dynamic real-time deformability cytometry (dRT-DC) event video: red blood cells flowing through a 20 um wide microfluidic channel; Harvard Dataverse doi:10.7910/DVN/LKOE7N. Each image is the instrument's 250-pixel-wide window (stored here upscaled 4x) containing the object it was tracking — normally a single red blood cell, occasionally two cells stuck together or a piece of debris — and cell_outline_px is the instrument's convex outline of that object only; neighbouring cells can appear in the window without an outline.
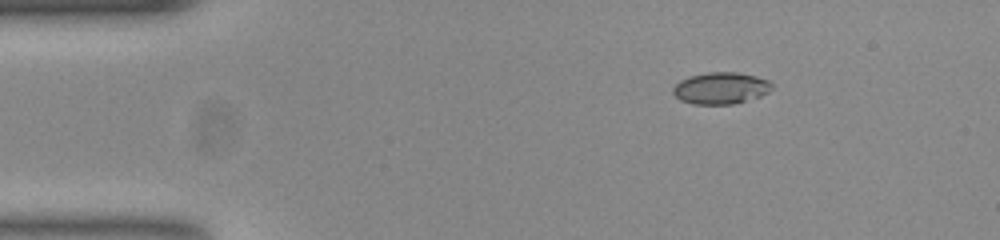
{"species": "common noctule bat (a hibernating species)", "species_latin": "Nyctalus noctula", "temperature_condition": "room temperature", "stored_images_in_passage": 47, "camera_frame_rate_fps": 3000, "um_per_image_px": 0.085, "animal": {"sex": "female", "body_mass_g": 23.0, "forearm_length_mm": 53.4}, "frame": {"image": 1, "passage_image": 1, "time_ms": 0.0, "image_size_px": [1000, 240], "cell_outline_px": [[772, 88], [768, 92], [760, 96], [732, 104], [692, 104], [680, 100], [672, 92], [672, 88], [680, 80], [688, 76], [708, 72], [736, 72], [756, 76], [768, 80], [772, 84]], "centroid_in_image_um": [61.24, 7.48], "position_along_channel_um": 23.8, "area_um2": 18.26}}
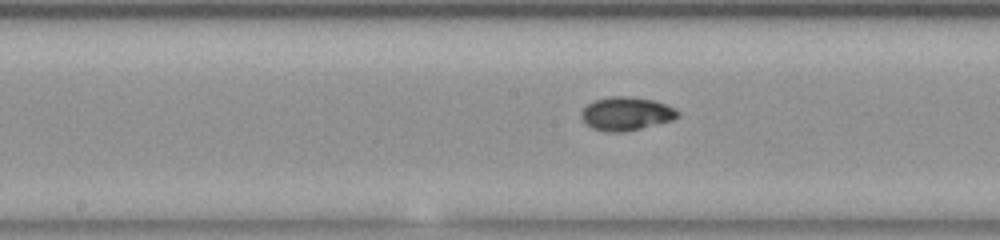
{"frame": {"image": 2, "passage_image": 20, "time_ms": 6.333, "image_size_px": [1000, 240], "cell_outline_px": [[680, 116], [672, 120], [624, 132], [608, 132], [592, 128], [584, 124], [580, 116], [580, 112], [592, 100], [612, 96], [628, 96], [652, 100], [676, 108], [680, 112]], "centroid_in_image_um": [53.2, 9.66], "position_along_channel_um": 195.0, "area_um2": 18.9}}
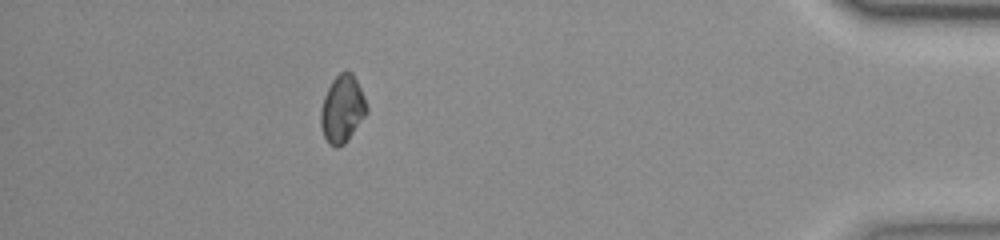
{"frame": {"image": 3, "passage_image": 41, "time_ms": 13.333, "image_size_px": [1000, 240], "cell_outline_px": [[368, 112], [344, 144], [336, 148], [328, 144], [320, 128], [320, 108], [324, 96], [332, 80], [340, 72], [352, 72], [364, 96], [368, 108]], "centroid_in_image_um": [29.07, 9.29], "position_along_channel_um": 406.1, "area_um2": 18.03}, "authors_computed_cell_mechanics": {"area_um2": 17.9758, "velocity_mm_per_s": 3.7896, "shape_relaxation_time_tau1_ms": 4.9197, "shape_relaxation_time_tau2_ms": 1.7006, "deformation_change_tau1": 0.0797, "deformation_change_tau2": 0.0435}}